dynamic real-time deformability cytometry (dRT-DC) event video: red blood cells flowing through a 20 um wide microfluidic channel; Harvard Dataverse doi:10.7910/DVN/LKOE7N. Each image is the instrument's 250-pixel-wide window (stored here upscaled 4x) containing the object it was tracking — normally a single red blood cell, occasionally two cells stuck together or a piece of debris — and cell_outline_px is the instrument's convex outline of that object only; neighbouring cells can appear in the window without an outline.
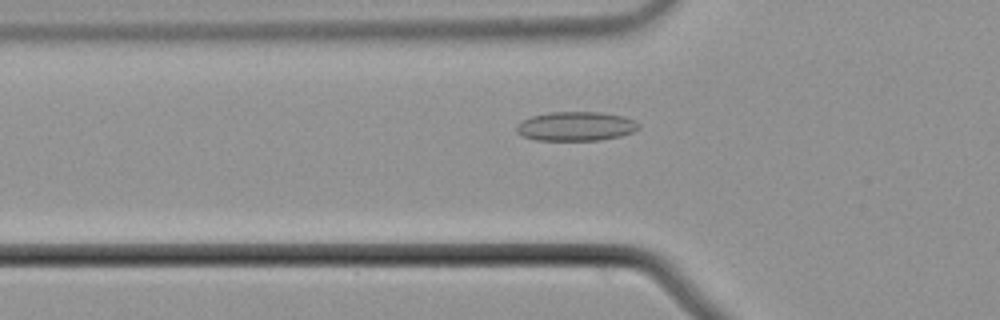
{"species": "common noctule bat (a hibernating species)", "species_latin": "Nyctalus noctula", "temperature_condition": "cold", "stored_images_in_passage": 38, "camera_frame_rate_fps": 3000, "um_per_image_px": 0.085, "animal": {"sex": "male", "body_mass_g": 21.5, "forearm_length_mm": 52.0}, "frame": {"image": 1, "passage_image": 2, "time_ms": 0.333, "image_size_px": [1000, 320], "cell_outline_px": [[640, 128], [632, 132], [620, 136], [600, 140], [536, 140], [524, 136], [516, 132], [516, 124], [520, 120], [532, 116], [548, 112], [600, 112], [624, 116], [640, 124]], "centroid_in_image_um": [48.92, 10.73], "position_along_channel_um": 76.9, "area_um2": 20.87}}
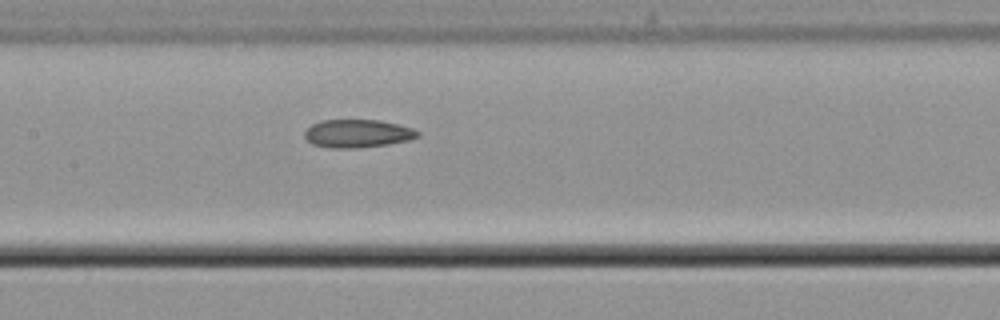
{"frame": {"image": 2, "passage_image": 10, "time_ms": 3.0, "image_size_px": [1000, 320], "cell_outline_px": [[420, 136], [408, 140], [388, 144], [356, 148], [332, 148], [312, 144], [304, 136], [304, 132], [312, 124], [320, 120], [380, 120], [412, 128], [420, 132]], "centroid_in_image_um": [30.38, 11.35], "position_along_channel_um": 177.0, "area_um2": 18.44}}
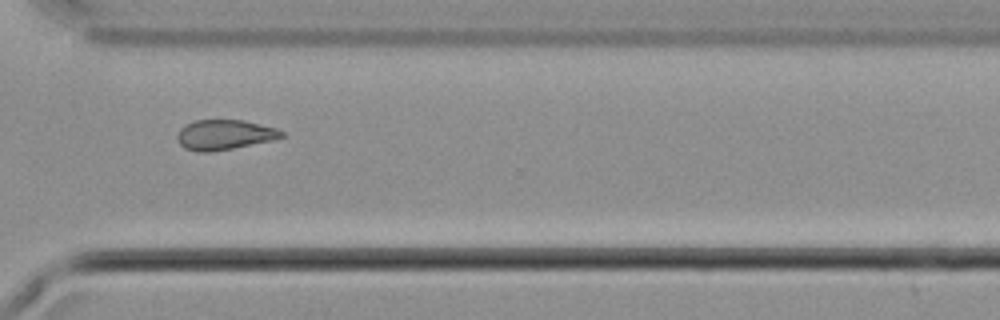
{"frame": {"image": 3, "passage_image": 24, "time_ms": 7.667, "image_size_px": [1000, 320], "cell_outline_px": [[284, 136], [276, 140], [232, 148], [208, 152], [200, 152], [184, 148], [180, 144], [176, 136], [180, 128], [184, 124], [196, 120], [244, 120], [276, 128], [284, 132]], "centroid_in_image_um": [19.08, 11.45], "position_along_channel_um": 351.5, "area_um2": 18.32}, "authors_computed_cell_mechanics": {"area_um2": 18.4093, "velocity_mm_per_s": 3.7414, "shape_relaxation_time_tau1_ms": null, "shape_relaxation_time_tau2_ms": 5.8957, "deformation_change_tau1": null, "deformation_change_tau2": 0.126}}